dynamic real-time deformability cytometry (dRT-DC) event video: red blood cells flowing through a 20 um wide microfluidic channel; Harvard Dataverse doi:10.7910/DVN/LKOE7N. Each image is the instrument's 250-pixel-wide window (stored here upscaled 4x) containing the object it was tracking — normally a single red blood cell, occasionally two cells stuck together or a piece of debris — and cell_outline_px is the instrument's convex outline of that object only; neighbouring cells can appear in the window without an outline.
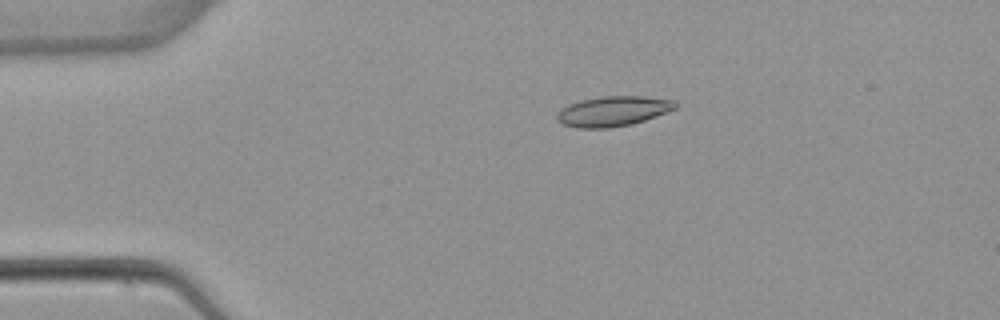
{"species": "common noctule bat (a hibernating species)", "species_latin": "Nyctalus noctula", "temperature_condition": "warm", "stored_images_in_passage": 4, "camera_frame_rate_fps": 3000, "um_per_image_px": 0.085, "animal": {"sex": "female", "body_mass_g": 22.7, "forearm_length_mm": 54.2}, "frame": {"image": 1, "passage_image": 3, "time_ms": 3.0, "image_size_px": [1000, 320], "cell_outline_px": [[676, 108], [644, 120], [632, 124], [608, 128], [576, 128], [564, 124], [556, 120], [556, 116], [568, 104], [580, 100], [604, 96], [644, 96], [676, 100]], "centroid_in_image_um": [52.11, 9.45], "position_along_channel_um": 32.9, "area_um2": 20.58}}